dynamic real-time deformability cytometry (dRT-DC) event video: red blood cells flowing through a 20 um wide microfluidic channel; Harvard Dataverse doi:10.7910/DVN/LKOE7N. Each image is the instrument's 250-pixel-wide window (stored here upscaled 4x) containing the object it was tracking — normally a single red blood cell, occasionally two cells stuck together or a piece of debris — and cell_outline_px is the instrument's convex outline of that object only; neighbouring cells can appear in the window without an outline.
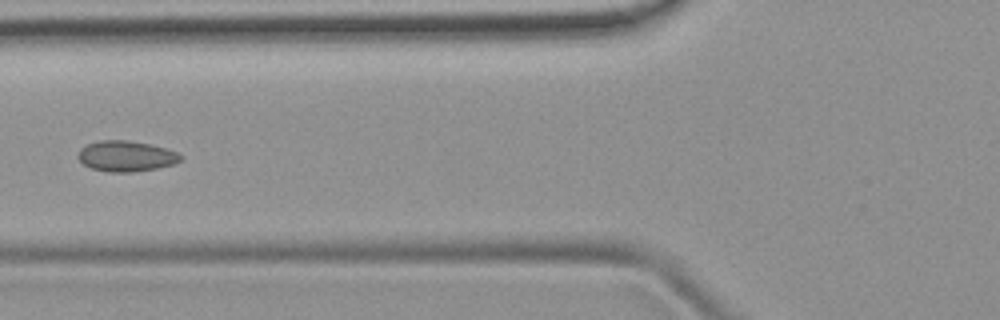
{"species": "common noctule bat (a hibernating species)", "species_latin": "Nyctalus noctula", "temperature_condition": "room temperature", "stored_images_in_passage": 5, "camera_frame_rate_fps": 3000, "um_per_image_px": 0.085, "animal": {"sex": "female", "body_mass_g": 19.9}, "frame": {"image": 1, "passage_image": 5, "time_ms": 4.667, "image_size_px": [1000, 320], "cell_outline_px": [[184, 156], [180, 160], [172, 164], [156, 168], [132, 172], [108, 172], [92, 168], [84, 164], [76, 156], [80, 148], [88, 144], [100, 140], [128, 140], [148, 144], [164, 148], [176, 152]], "centroid_in_image_um": [10.69, 13.27], "position_along_channel_um": 115.1, "area_um2": 18.15}}